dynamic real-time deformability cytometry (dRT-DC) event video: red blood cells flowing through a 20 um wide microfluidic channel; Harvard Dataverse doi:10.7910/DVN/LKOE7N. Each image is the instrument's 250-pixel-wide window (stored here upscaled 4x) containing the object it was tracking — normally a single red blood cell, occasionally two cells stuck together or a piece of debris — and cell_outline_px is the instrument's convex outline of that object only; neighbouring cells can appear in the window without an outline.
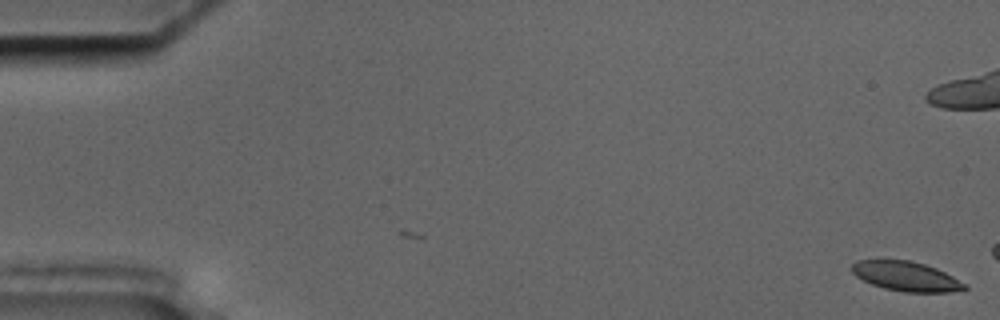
{"species": "common noctule bat (a hibernating species)", "species_latin": "Nyctalus noctula", "temperature_condition": "cold", "stored_images_in_passage": 4, "camera_frame_rate_fps": 3000, "um_per_image_px": 0.085, "animal": {"sex": "male", "body_mass_g": 17.5, "forearm_length_mm": 52.3}, "frame": {"image": 1, "passage_image": 4, "time_ms": 1.0, "image_size_px": [1000, 320], "cell_outline_px": [[968, 288], [948, 292], [904, 292], [884, 288], [872, 284], [856, 276], [852, 272], [852, 264], [856, 260], [908, 260], [924, 264], [936, 268], [968, 284]], "centroid_in_image_um": [77.03, 23.49], "position_along_channel_um": 8.0, "area_um2": 19.31}}